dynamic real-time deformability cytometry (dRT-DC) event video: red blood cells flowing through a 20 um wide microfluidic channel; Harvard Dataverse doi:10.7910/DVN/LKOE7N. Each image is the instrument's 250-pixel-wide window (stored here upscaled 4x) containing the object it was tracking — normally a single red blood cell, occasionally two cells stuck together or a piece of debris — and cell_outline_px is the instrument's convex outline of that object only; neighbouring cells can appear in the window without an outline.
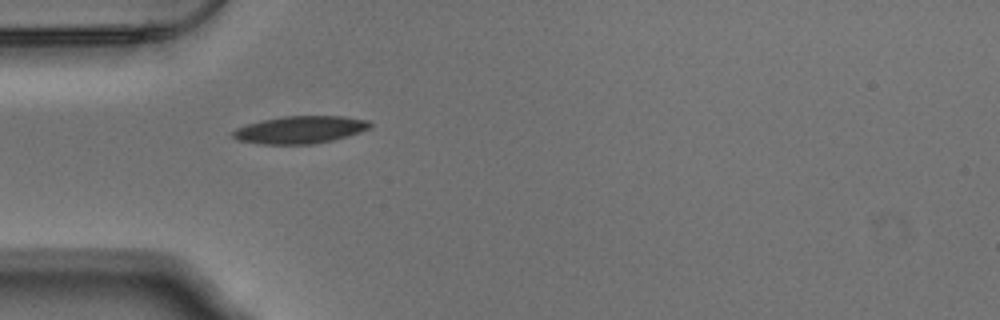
{"species": "Egyptian fruit bat (a non-hibernating species)", "species_latin": "Rousettus aegyptiacus", "temperature_condition": "warm", "stored_images_in_passage": 25, "camera_frame_rate_fps": 3000, "um_per_image_px": 0.085, "animal": {"sex": "male"}, "frame": {"image": 1, "passage_image": 1, "time_ms": 0.0, "image_size_px": [1000, 320], "cell_outline_px": [[372, 128], [348, 136], [332, 140], [312, 144], [260, 144], [236, 140], [232, 136], [232, 132], [236, 128], [260, 120], [284, 116], [344, 116], [368, 120], [372, 124]], "centroid_in_image_um": [25.52, 11.02], "position_along_channel_um": 59.5, "area_um2": 22.08}}
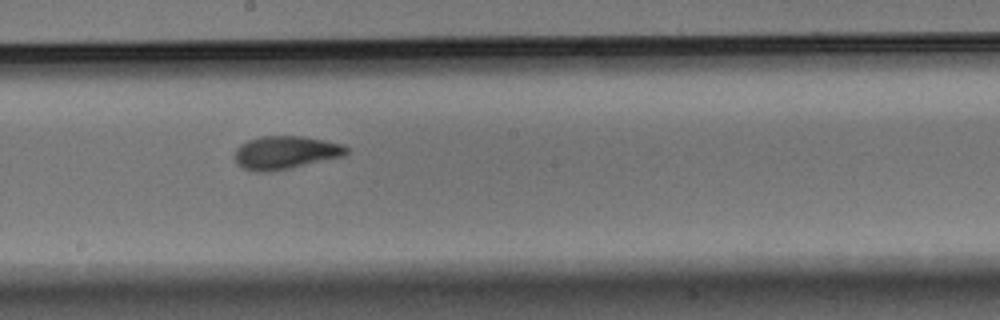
{"frame": {"image": 2, "passage_image": 14, "time_ms": 4.333, "image_size_px": [1000, 320], "cell_outline_px": [[348, 152], [344, 156], [292, 168], [268, 172], [256, 172], [244, 168], [236, 164], [236, 148], [240, 144], [248, 140], [260, 136], [304, 136], [344, 144], [348, 148]], "centroid_in_image_um": [24.28, 12.97], "position_along_channel_um": 223.9, "area_um2": 21.73}}
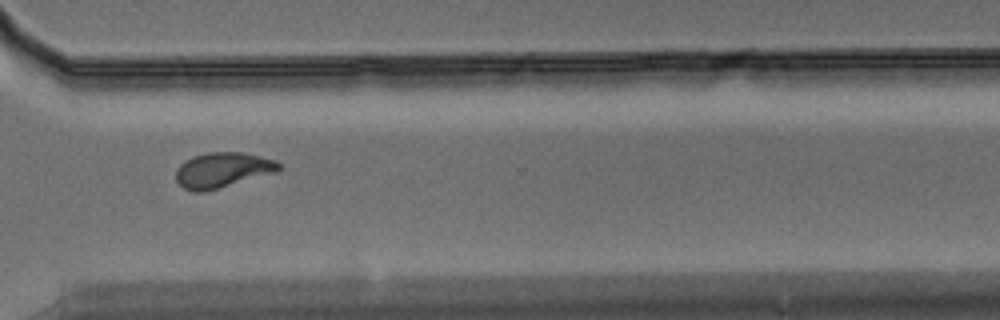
{"frame": {"image": 3, "passage_image": 24, "time_ms": 7.667, "image_size_px": [1000, 320], "cell_outline_px": [[284, 168], [276, 172], [204, 192], [192, 192], [184, 188], [176, 180], [176, 168], [184, 160], [192, 156], [208, 152], [244, 152], [276, 160]], "centroid_in_image_um": [18.91, 14.44], "position_along_channel_um": 351.7, "area_um2": 21.27}}